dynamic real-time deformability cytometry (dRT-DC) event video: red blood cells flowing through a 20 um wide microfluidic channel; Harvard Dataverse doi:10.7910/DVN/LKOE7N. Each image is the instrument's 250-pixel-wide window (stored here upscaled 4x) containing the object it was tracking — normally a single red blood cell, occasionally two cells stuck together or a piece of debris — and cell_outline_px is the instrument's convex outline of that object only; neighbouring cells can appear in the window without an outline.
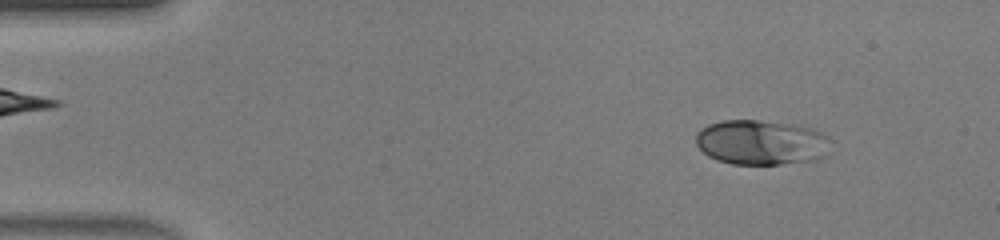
{"species": "human", "species_latin": "Homo sapiens", "temperature_condition": "warm", "stored_images_in_passage": 45, "camera_frame_rate_fps": 3000, "um_per_image_px": 0.085, "donor": {"sex": "male"}, "frame": {"image": 1, "passage_image": 5, "time_ms": 1.333, "image_size_px": [1000, 240], "cell_outline_px": [[828, 140], [820, 156], [808, 160], [780, 164], [732, 164], [716, 160], [708, 156], [696, 144], [696, 132], [700, 128], [708, 124], [724, 120], [756, 120], [796, 124], [820, 132], [828, 136]], "centroid_in_image_um": [64.58, 12.08], "position_along_channel_um": 20.4, "area_um2": 34.68}}
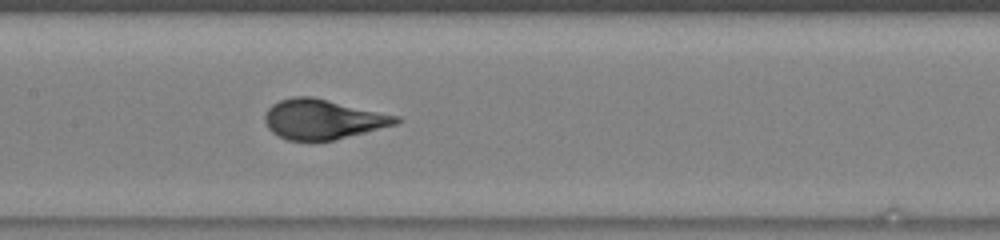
{"frame": {"image": 2, "passage_image": 22, "time_ms": 7.0, "image_size_px": [1000, 240], "cell_outline_px": [[404, 120], [396, 124], [332, 140], [288, 140], [272, 132], [268, 128], [264, 120], [264, 116], [268, 108], [272, 104], [280, 100], [292, 96], [312, 96], [400, 116]], "centroid_in_image_um": [27.43, 10.12], "position_along_channel_um": 180.0, "area_um2": 30.29}}
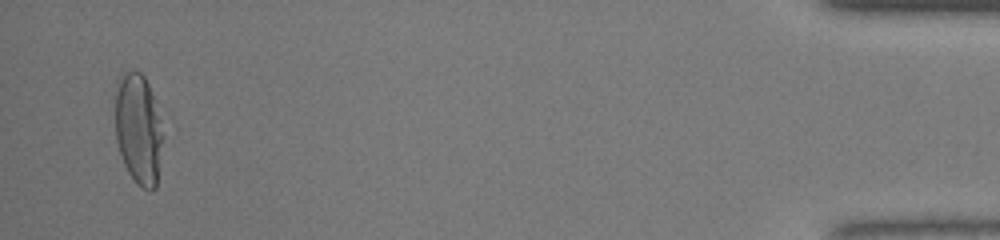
{"frame": {"image": 3, "passage_image": 44, "time_ms": 14.333, "image_size_px": [1000, 240], "cell_outline_px": [[168, 132], [156, 188], [152, 192], [148, 192], [140, 188], [136, 184], [128, 172], [124, 164], [116, 140], [116, 92], [120, 80], [124, 72], [140, 72], [144, 76], [148, 84]], "centroid_in_image_um": [11.88, 11.09], "position_along_channel_um": 423.3, "area_um2": 32.14}, "authors_computed_cell_mechanics": {"area_um2": 31.0386, "velocity_mm_per_s": 4.4636, "shape_relaxation_time_tau1_ms": 4.172, "shape_relaxation_time_tau2_ms": null, "deformation_change_tau1": 0.2515, "deformation_change_tau2": null}}